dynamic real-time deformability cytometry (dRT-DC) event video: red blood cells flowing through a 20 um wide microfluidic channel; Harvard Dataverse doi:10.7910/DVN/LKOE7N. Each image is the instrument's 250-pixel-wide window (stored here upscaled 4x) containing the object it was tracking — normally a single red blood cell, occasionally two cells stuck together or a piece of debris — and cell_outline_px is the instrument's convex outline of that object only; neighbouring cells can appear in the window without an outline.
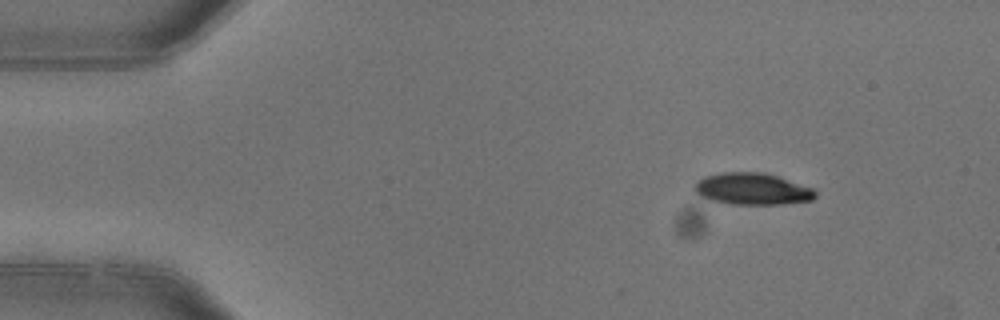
{"species": "common noctule bat (a hibernating species)", "species_latin": "Nyctalus noctula", "temperature_condition": "warm", "stored_images_in_passage": 2, "camera_frame_rate_fps": 3000, "um_per_image_px": 0.085, "animal": {"sex": "female"}, "frame": {"image": 1, "passage_image": 2, "time_ms": 0.333, "image_size_px": [1000, 320], "cell_outline_px": [[816, 196], [812, 200], [784, 204], [732, 204], [712, 200], [700, 196], [692, 188], [696, 180], [704, 176], [724, 172], [764, 172], [812, 188], [816, 192]], "centroid_in_image_um": [63.9, 16.05], "position_along_channel_um": 21.1, "area_um2": 22.31}}